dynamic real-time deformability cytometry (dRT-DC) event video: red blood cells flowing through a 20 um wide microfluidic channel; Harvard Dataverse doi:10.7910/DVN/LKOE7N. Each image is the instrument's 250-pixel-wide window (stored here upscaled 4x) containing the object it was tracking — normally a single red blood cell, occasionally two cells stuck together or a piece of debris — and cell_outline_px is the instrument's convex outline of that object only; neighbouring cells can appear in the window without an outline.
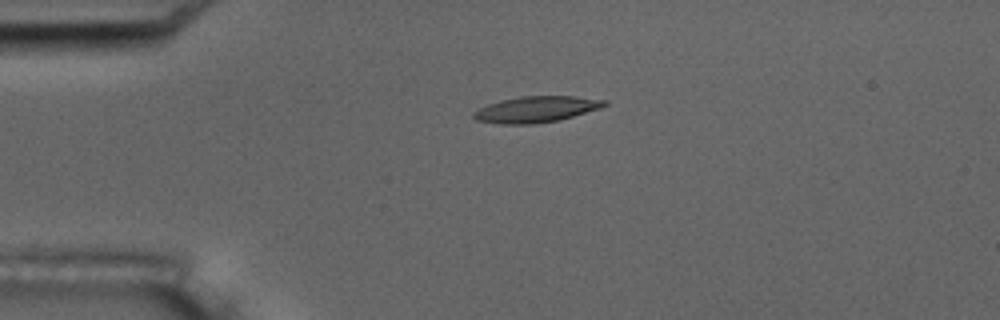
{"species": "common noctule bat (a hibernating species)", "species_latin": "Nyctalus noctula", "temperature_condition": "room temperature", "stored_images_in_passage": 5, "camera_frame_rate_fps": 3000, "um_per_image_px": 0.085, "animal": {"sex": "male", "body_mass_g": 17.5, "forearm_length_mm": 52.3}, "frame": {"image": 1, "passage_image": 4, "time_ms": 3.333, "image_size_px": [1000, 320], "cell_outline_px": [[608, 104], [600, 108], [560, 120], [536, 124], [500, 124], [476, 120], [472, 116], [472, 112], [488, 104], [500, 100], [520, 96], [576, 96], [608, 100]], "centroid_in_image_um": [45.58, 9.29], "position_along_channel_um": 39.4, "area_um2": 20.06}}